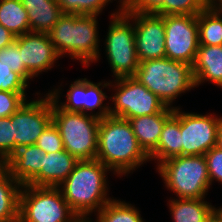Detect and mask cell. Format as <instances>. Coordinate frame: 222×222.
Segmentation results:
<instances>
[{
    "mask_svg": "<svg viewBox=\"0 0 222 222\" xmlns=\"http://www.w3.org/2000/svg\"><path fill=\"white\" fill-rule=\"evenodd\" d=\"M96 159L117 176L133 173L150 160L128 120L110 115L99 122Z\"/></svg>",
    "mask_w": 222,
    "mask_h": 222,
    "instance_id": "6da1fadb",
    "label": "cell"
},
{
    "mask_svg": "<svg viewBox=\"0 0 222 222\" xmlns=\"http://www.w3.org/2000/svg\"><path fill=\"white\" fill-rule=\"evenodd\" d=\"M108 171L111 170L97 159L79 160L59 186L65 201L78 217L91 216L113 199L107 197Z\"/></svg>",
    "mask_w": 222,
    "mask_h": 222,
    "instance_id": "7a4b0ae2",
    "label": "cell"
},
{
    "mask_svg": "<svg viewBox=\"0 0 222 222\" xmlns=\"http://www.w3.org/2000/svg\"><path fill=\"white\" fill-rule=\"evenodd\" d=\"M97 24L95 15L62 14L48 35L60 57L68 53L88 67L100 58Z\"/></svg>",
    "mask_w": 222,
    "mask_h": 222,
    "instance_id": "3957f363",
    "label": "cell"
},
{
    "mask_svg": "<svg viewBox=\"0 0 222 222\" xmlns=\"http://www.w3.org/2000/svg\"><path fill=\"white\" fill-rule=\"evenodd\" d=\"M134 78L171 108L178 96L195 88L192 65L166 57L140 62Z\"/></svg>",
    "mask_w": 222,
    "mask_h": 222,
    "instance_id": "277c9868",
    "label": "cell"
},
{
    "mask_svg": "<svg viewBox=\"0 0 222 222\" xmlns=\"http://www.w3.org/2000/svg\"><path fill=\"white\" fill-rule=\"evenodd\" d=\"M156 166L166 188L177 198L205 199L211 185L204 155L177 156Z\"/></svg>",
    "mask_w": 222,
    "mask_h": 222,
    "instance_id": "5b68a950",
    "label": "cell"
},
{
    "mask_svg": "<svg viewBox=\"0 0 222 222\" xmlns=\"http://www.w3.org/2000/svg\"><path fill=\"white\" fill-rule=\"evenodd\" d=\"M52 122L61 135L64 150L78 160L96 159L99 118L65 111L52 100Z\"/></svg>",
    "mask_w": 222,
    "mask_h": 222,
    "instance_id": "8992f818",
    "label": "cell"
},
{
    "mask_svg": "<svg viewBox=\"0 0 222 222\" xmlns=\"http://www.w3.org/2000/svg\"><path fill=\"white\" fill-rule=\"evenodd\" d=\"M110 19L104 43L111 71L116 79L134 77L140 61L135 47L132 12L120 5L118 11L111 13Z\"/></svg>",
    "mask_w": 222,
    "mask_h": 222,
    "instance_id": "52a82bcc",
    "label": "cell"
},
{
    "mask_svg": "<svg viewBox=\"0 0 222 222\" xmlns=\"http://www.w3.org/2000/svg\"><path fill=\"white\" fill-rule=\"evenodd\" d=\"M19 216L23 222H73L78 216L59 187L22 185Z\"/></svg>",
    "mask_w": 222,
    "mask_h": 222,
    "instance_id": "ba28073f",
    "label": "cell"
},
{
    "mask_svg": "<svg viewBox=\"0 0 222 222\" xmlns=\"http://www.w3.org/2000/svg\"><path fill=\"white\" fill-rule=\"evenodd\" d=\"M110 81L115 94L109 99L114 103L110 106V116L131 119L143 115H153L161 112L166 105L142 83L134 77L114 79ZM113 108V109H112Z\"/></svg>",
    "mask_w": 222,
    "mask_h": 222,
    "instance_id": "9c48e42d",
    "label": "cell"
},
{
    "mask_svg": "<svg viewBox=\"0 0 222 222\" xmlns=\"http://www.w3.org/2000/svg\"><path fill=\"white\" fill-rule=\"evenodd\" d=\"M106 87L107 89L110 87V81L94 83L87 78H80L72 82L69 89H67L66 102L62 103L59 100L61 94L60 87L48 91V94L65 111L82 112L103 119L110 115V106L104 103L105 99L107 100L109 97L106 95V92L102 91V88ZM97 108L99 111L95 112Z\"/></svg>",
    "mask_w": 222,
    "mask_h": 222,
    "instance_id": "30bf717a",
    "label": "cell"
},
{
    "mask_svg": "<svg viewBox=\"0 0 222 222\" xmlns=\"http://www.w3.org/2000/svg\"><path fill=\"white\" fill-rule=\"evenodd\" d=\"M166 58L193 65L198 46L197 15H165Z\"/></svg>",
    "mask_w": 222,
    "mask_h": 222,
    "instance_id": "8fae6325",
    "label": "cell"
},
{
    "mask_svg": "<svg viewBox=\"0 0 222 222\" xmlns=\"http://www.w3.org/2000/svg\"><path fill=\"white\" fill-rule=\"evenodd\" d=\"M44 97L26 101L11 115L15 152L19 147L36 144L52 122V99L48 93Z\"/></svg>",
    "mask_w": 222,
    "mask_h": 222,
    "instance_id": "7c38bea8",
    "label": "cell"
},
{
    "mask_svg": "<svg viewBox=\"0 0 222 222\" xmlns=\"http://www.w3.org/2000/svg\"><path fill=\"white\" fill-rule=\"evenodd\" d=\"M222 117L214 114L182 112L180 109V132L183 156L204 155L217 146L218 130Z\"/></svg>",
    "mask_w": 222,
    "mask_h": 222,
    "instance_id": "4fadbf2b",
    "label": "cell"
},
{
    "mask_svg": "<svg viewBox=\"0 0 222 222\" xmlns=\"http://www.w3.org/2000/svg\"><path fill=\"white\" fill-rule=\"evenodd\" d=\"M132 21L138 60L165 58L164 16L132 12Z\"/></svg>",
    "mask_w": 222,
    "mask_h": 222,
    "instance_id": "5bb4252c",
    "label": "cell"
},
{
    "mask_svg": "<svg viewBox=\"0 0 222 222\" xmlns=\"http://www.w3.org/2000/svg\"><path fill=\"white\" fill-rule=\"evenodd\" d=\"M18 48L26 71L34 78L51 70L61 58L48 33L28 32L18 36Z\"/></svg>",
    "mask_w": 222,
    "mask_h": 222,
    "instance_id": "9a60e30c",
    "label": "cell"
},
{
    "mask_svg": "<svg viewBox=\"0 0 222 222\" xmlns=\"http://www.w3.org/2000/svg\"><path fill=\"white\" fill-rule=\"evenodd\" d=\"M79 160L66 150L45 153L41 171L28 183L32 186L59 187Z\"/></svg>",
    "mask_w": 222,
    "mask_h": 222,
    "instance_id": "2e32d148",
    "label": "cell"
},
{
    "mask_svg": "<svg viewBox=\"0 0 222 222\" xmlns=\"http://www.w3.org/2000/svg\"><path fill=\"white\" fill-rule=\"evenodd\" d=\"M173 112L174 108L166 106L159 113L128 119L139 145L148 156L157 148L163 125Z\"/></svg>",
    "mask_w": 222,
    "mask_h": 222,
    "instance_id": "e0dca14e",
    "label": "cell"
},
{
    "mask_svg": "<svg viewBox=\"0 0 222 222\" xmlns=\"http://www.w3.org/2000/svg\"><path fill=\"white\" fill-rule=\"evenodd\" d=\"M44 157L35 144L19 147L7 160L8 171L21 185H27L41 171Z\"/></svg>",
    "mask_w": 222,
    "mask_h": 222,
    "instance_id": "ac0fdd59",
    "label": "cell"
},
{
    "mask_svg": "<svg viewBox=\"0 0 222 222\" xmlns=\"http://www.w3.org/2000/svg\"><path fill=\"white\" fill-rule=\"evenodd\" d=\"M192 73L195 87L209 81L222 88V45H199Z\"/></svg>",
    "mask_w": 222,
    "mask_h": 222,
    "instance_id": "d6986e66",
    "label": "cell"
},
{
    "mask_svg": "<svg viewBox=\"0 0 222 222\" xmlns=\"http://www.w3.org/2000/svg\"><path fill=\"white\" fill-rule=\"evenodd\" d=\"M180 132V107L174 106L173 114L165 121L158 141L157 148L149 155V159L161 162L183 156V145H181Z\"/></svg>",
    "mask_w": 222,
    "mask_h": 222,
    "instance_id": "ffe728a7",
    "label": "cell"
},
{
    "mask_svg": "<svg viewBox=\"0 0 222 222\" xmlns=\"http://www.w3.org/2000/svg\"><path fill=\"white\" fill-rule=\"evenodd\" d=\"M28 12L30 32L48 33L62 15L57 0H21Z\"/></svg>",
    "mask_w": 222,
    "mask_h": 222,
    "instance_id": "44dd1931",
    "label": "cell"
},
{
    "mask_svg": "<svg viewBox=\"0 0 222 222\" xmlns=\"http://www.w3.org/2000/svg\"><path fill=\"white\" fill-rule=\"evenodd\" d=\"M168 202L174 222H209L218 211L205 199L174 198Z\"/></svg>",
    "mask_w": 222,
    "mask_h": 222,
    "instance_id": "7402d4cb",
    "label": "cell"
},
{
    "mask_svg": "<svg viewBox=\"0 0 222 222\" xmlns=\"http://www.w3.org/2000/svg\"><path fill=\"white\" fill-rule=\"evenodd\" d=\"M0 24L16 37L30 32L28 12L21 0H0Z\"/></svg>",
    "mask_w": 222,
    "mask_h": 222,
    "instance_id": "603a6c76",
    "label": "cell"
},
{
    "mask_svg": "<svg viewBox=\"0 0 222 222\" xmlns=\"http://www.w3.org/2000/svg\"><path fill=\"white\" fill-rule=\"evenodd\" d=\"M22 185L7 170L0 177V222L19 215V197Z\"/></svg>",
    "mask_w": 222,
    "mask_h": 222,
    "instance_id": "cb8c5ba5",
    "label": "cell"
},
{
    "mask_svg": "<svg viewBox=\"0 0 222 222\" xmlns=\"http://www.w3.org/2000/svg\"><path fill=\"white\" fill-rule=\"evenodd\" d=\"M199 45H222V17L208 5L197 15Z\"/></svg>",
    "mask_w": 222,
    "mask_h": 222,
    "instance_id": "d4e9b609",
    "label": "cell"
},
{
    "mask_svg": "<svg viewBox=\"0 0 222 222\" xmlns=\"http://www.w3.org/2000/svg\"><path fill=\"white\" fill-rule=\"evenodd\" d=\"M96 214V222H144L134 205L114 198Z\"/></svg>",
    "mask_w": 222,
    "mask_h": 222,
    "instance_id": "484cf974",
    "label": "cell"
},
{
    "mask_svg": "<svg viewBox=\"0 0 222 222\" xmlns=\"http://www.w3.org/2000/svg\"><path fill=\"white\" fill-rule=\"evenodd\" d=\"M113 0H57L62 14L74 15H95L103 11L108 2ZM119 5H122V0H119Z\"/></svg>",
    "mask_w": 222,
    "mask_h": 222,
    "instance_id": "4316f807",
    "label": "cell"
},
{
    "mask_svg": "<svg viewBox=\"0 0 222 222\" xmlns=\"http://www.w3.org/2000/svg\"><path fill=\"white\" fill-rule=\"evenodd\" d=\"M208 5V0H164V5L155 14L159 16L198 15Z\"/></svg>",
    "mask_w": 222,
    "mask_h": 222,
    "instance_id": "83f0119b",
    "label": "cell"
},
{
    "mask_svg": "<svg viewBox=\"0 0 222 222\" xmlns=\"http://www.w3.org/2000/svg\"><path fill=\"white\" fill-rule=\"evenodd\" d=\"M0 64L11 68L13 72L18 73L28 84V80L33 79L24 67V62L18 48V36L11 45L0 49Z\"/></svg>",
    "mask_w": 222,
    "mask_h": 222,
    "instance_id": "f1b7e54d",
    "label": "cell"
},
{
    "mask_svg": "<svg viewBox=\"0 0 222 222\" xmlns=\"http://www.w3.org/2000/svg\"><path fill=\"white\" fill-rule=\"evenodd\" d=\"M35 145L48 154L64 150L63 140L53 122L43 131Z\"/></svg>",
    "mask_w": 222,
    "mask_h": 222,
    "instance_id": "f546056e",
    "label": "cell"
},
{
    "mask_svg": "<svg viewBox=\"0 0 222 222\" xmlns=\"http://www.w3.org/2000/svg\"><path fill=\"white\" fill-rule=\"evenodd\" d=\"M28 86V83L18 73L0 64V90L26 93V88H28Z\"/></svg>",
    "mask_w": 222,
    "mask_h": 222,
    "instance_id": "4dcf8cb0",
    "label": "cell"
},
{
    "mask_svg": "<svg viewBox=\"0 0 222 222\" xmlns=\"http://www.w3.org/2000/svg\"><path fill=\"white\" fill-rule=\"evenodd\" d=\"M15 153V137L11 116L0 117V155L7 160Z\"/></svg>",
    "mask_w": 222,
    "mask_h": 222,
    "instance_id": "1f68e13d",
    "label": "cell"
},
{
    "mask_svg": "<svg viewBox=\"0 0 222 222\" xmlns=\"http://www.w3.org/2000/svg\"><path fill=\"white\" fill-rule=\"evenodd\" d=\"M26 93H16L0 90V117H9L26 101Z\"/></svg>",
    "mask_w": 222,
    "mask_h": 222,
    "instance_id": "d6a6232c",
    "label": "cell"
},
{
    "mask_svg": "<svg viewBox=\"0 0 222 222\" xmlns=\"http://www.w3.org/2000/svg\"><path fill=\"white\" fill-rule=\"evenodd\" d=\"M204 156L207 161L210 185L214 180L222 184V150L214 146Z\"/></svg>",
    "mask_w": 222,
    "mask_h": 222,
    "instance_id": "836d02e7",
    "label": "cell"
},
{
    "mask_svg": "<svg viewBox=\"0 0 222 222\" xmlns=\"http://www.w3.org/2000/svg\"><path fill=\"white\" fill-rule=\"evenodd\" d=\"M164 5V0H122V8L127 12L155 14Z\"/></svg>",
    "mask_w": 222,
    "mask_h": 222,
    "instance_id": "e575fe53",
    "label": "cell"
},
{
    "mask_svg": "<svg viewBox=\"0 0 222 222\" xmlns=\"http://www.w3.org/2000/svg\"><path fill=\"white\" fill-rule=\"evenodd\" d=\"M16 36L0 24V49L11 45Z\"/></svg>",
    "mask_w": 222,
    "mask_h": 222,
    "instance_id": "d590c367",
    "label": "cell"
},
{
    "mask_svg": "<svg viewBox=\"0 0 222 222\" xmlns=\"http://www.w3.org/2000/svg\"><path fill=\"white\" fill-rule=\"evenodd\" d=\"M8 170L7 159L0 155V177Z\"/></svg>",
    "mask_w": 222,
    "mask_h": 222,
    "instance_id": "8d00e7d4",
    "label": "cell"
},
{
    "mask_svg": "<svg viewBox=\"0 0 222 222\" xmlns=\"http://www.w3.org/2000/svg\"><path fill=\"white\" fill-rule=\"evenodd\" d=\"M209 5L215 10V11H222V0H215Z\"/></svg>",
    "mask_w": 222,
    "mask_h": 222,
    "instance_id": "74e56055",
    "label": "cell"
},
{
    "mask_svg": "<svg viewBox=\"0 0 222 222\" xmlns=\"http://www.w3.org/2000/svg\"><path fill=\"white\" fill-rule=\"evenodd\" d=\"M217 147L222 150V123L218 130Z\"/></svg>",
    "mask_w": 222,
    "mask_h": 222,
    "instance_id": "f35d334b",
    "label": "cell"
},
{
    "mask_svg": "<svg viewBox=\"0 0 222 222\" xmlns=\"http://www.w3.org/2000/svg\"><path fill=\"white\" fill-rule=\"evenodd\" d=\"M209 222H222V215L217 211Z\"/></svg>",
    "mask_w": 222,
    "mask_h": 222,
    "instance_id": "ab89813d",
    "label": "cell"
},
{
    "mask_svg": "<svg viewBox=\"0 0 222 222\" xmlns=\"http://www.w3.org/2000/svg\"><path fill=\"white\" fill-rule=\"evenodd\" d=\"M73 222H92V220L89 217H78Z\"/></svg>",
    "mask_w": 222,
    "mask_h": 222,
    "instance_id": "60d3db41",
    "label": "cell"
},
{
    "mask_svg": "<svg viewBox=\"0 0 222 222\" xmlns=\"http://www.w3.org/2000/svg\"><path fill=\"white\" fill-rule=\"evenodd\" d=\"M3 222H23V220L20 218V216L18 215L17 217H15L14 219L8 220V221H3Z\"/></svg>",
    "mask_w": 222,
    "mask_h": 222,
    "instance_id": "b9f144b4",
    "label": "cell"
},
{
    "mask_svg": "<svg viewBox=\"0 0 222 222\" xmlns=\"http://www.w3.org/2000/svg\"><path fill=\"white\" fill-rule=\"evenodd\" d=\"M218 212L222 215V207L218 208Z\"/></svg>",
    "mask_w": 222,
    "mask_h": 222,
    "instance_id": "7bdbcfd3",
    "label": "cell"
},
{
    "mask_svg": "<svg viewBox=\"0 0 222 222\" xmlns=\"http://www.w3.org/2000/svg\"><path fill=\"white\" fill-rule=\"evenodd\" d=\"M222 17V11H216Z\"/></svg>",
    "mask_w": 222,
    "mask_h": 222,
    "instance_id": "ee69618b",
    "label": "cell"
}]
</instances>
